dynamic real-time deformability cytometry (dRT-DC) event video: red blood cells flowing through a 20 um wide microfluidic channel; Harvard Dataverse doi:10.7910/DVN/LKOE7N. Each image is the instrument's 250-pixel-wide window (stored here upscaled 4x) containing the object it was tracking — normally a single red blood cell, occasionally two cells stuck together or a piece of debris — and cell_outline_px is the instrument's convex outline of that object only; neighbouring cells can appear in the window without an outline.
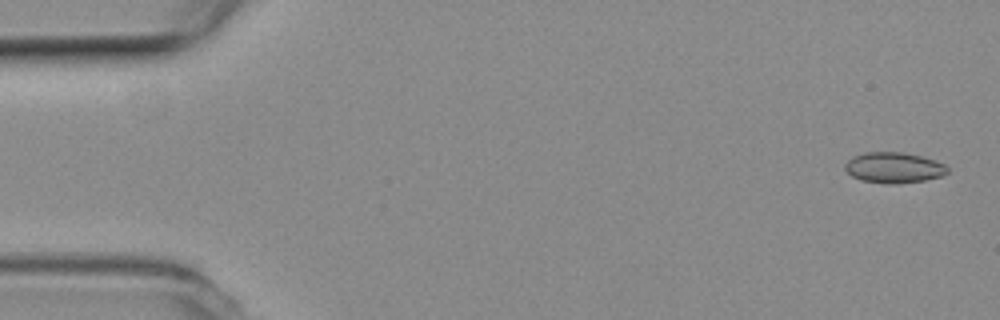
{"species": "common noctule bat (a hibernating species)", "species_latin": "Nyctalus noctula", "temperature_condition": "room temperature", "stored_images_in_passage": 13, "camera_frame_rate_fps": 3000, "um_per_image_px": 0.085, "animal": {"sex": "female", "body_mass_g": 19.3, "forearm_length_mm": 54.1}, "frame": {"image": 1, "passage_image": 2, "time_ms": 0.333, "image_size_px": [1000, 320], "cell_outline_px": [[948, 172], [940, 176], [924, 180], [896, 184], [888, 184], [860, 180], [852, 176], [844, 168], [844, 164], [852, 156], [864, 152], [904, 152], [936, 160], [944, 164], [948, 168]], "centroid_in_image_um": [75.95, 14.24], "position_along_channel_um": 9.1, "area_um2": 18.38}}